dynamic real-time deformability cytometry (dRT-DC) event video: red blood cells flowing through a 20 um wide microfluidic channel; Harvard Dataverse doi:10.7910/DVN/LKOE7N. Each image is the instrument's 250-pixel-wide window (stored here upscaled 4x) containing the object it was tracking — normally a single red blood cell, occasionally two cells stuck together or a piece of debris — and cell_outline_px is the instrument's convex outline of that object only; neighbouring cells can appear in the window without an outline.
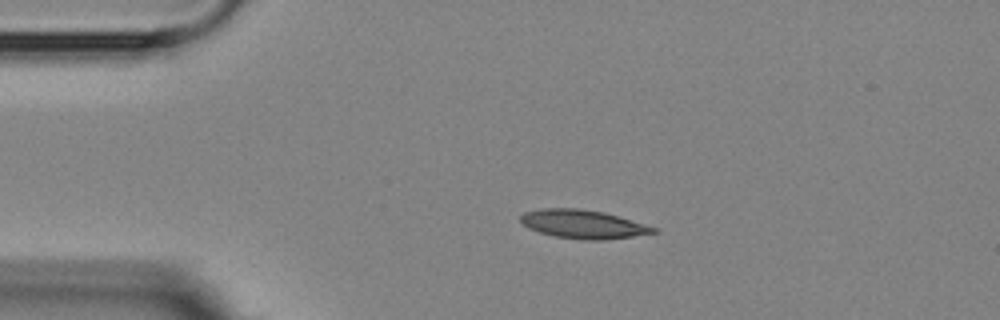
{"species": "Egyptian fruit bat (a non-hibernating species)", "species_latin": "Rousettus aegyptiacus", "temperature_condition": "room temperature", "stored_images_in_passage": 3, "segment_of_instrument_passage": [1, 2], "camera_frame_rate_fps": 3000, "um_per_image_px": 0.085, "animal": {"sex": "female"}, "frame": {"image": 1, "passage_image": 1, "time_ms": 0.0, "image_size_px": [1000, 320], "cell_outline_px": [[660, 232], [604, 240], [580, 240], [556, 236], [540, 232], [528, 228], [520, 220], [520, 216], [524, 212], [540, 208], [580, 208], [604, 212], [656, 228]], "centroid_in_image_um": [49.53, 19.05], "position_along_channel_um": 35.5, "area_um2": 22.02}}